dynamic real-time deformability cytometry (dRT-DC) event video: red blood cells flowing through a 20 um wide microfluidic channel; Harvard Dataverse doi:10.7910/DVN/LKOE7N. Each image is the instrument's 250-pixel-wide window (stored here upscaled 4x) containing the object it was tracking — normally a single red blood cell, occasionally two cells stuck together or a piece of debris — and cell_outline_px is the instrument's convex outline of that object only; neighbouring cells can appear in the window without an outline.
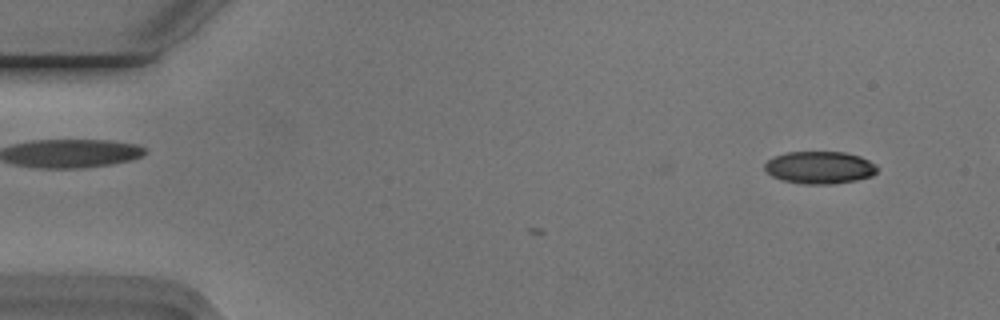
{"species": "Egyptian fruit bat (a non-hibernating species)", "species_latin": "Rousettus aegyptiacus", "temperature_condition": "cold", "stored_images_in_passage": 5, "camera_frame_rate_fps": 3000, "um_per_image_px": 0.085, "animal": {"sex": "male"}, "frame": {"image": 1, "passage_image": 1, "time_ms": 0.0, "image_size_px": [1000, 320], "cell_outline_px": [[880, 168], [872, 176], [856, 180], [832, 184], [804, 184], [780, 180], [772, 176], [764, 168], [764, 164], [772, 156], [788, 152], [844, 152], [860, 156], [876, 164]], "centroid_in_image_um": [69.67, 14.24], "position_along_channel_um": 15.3, "area_um2": 21.44}}